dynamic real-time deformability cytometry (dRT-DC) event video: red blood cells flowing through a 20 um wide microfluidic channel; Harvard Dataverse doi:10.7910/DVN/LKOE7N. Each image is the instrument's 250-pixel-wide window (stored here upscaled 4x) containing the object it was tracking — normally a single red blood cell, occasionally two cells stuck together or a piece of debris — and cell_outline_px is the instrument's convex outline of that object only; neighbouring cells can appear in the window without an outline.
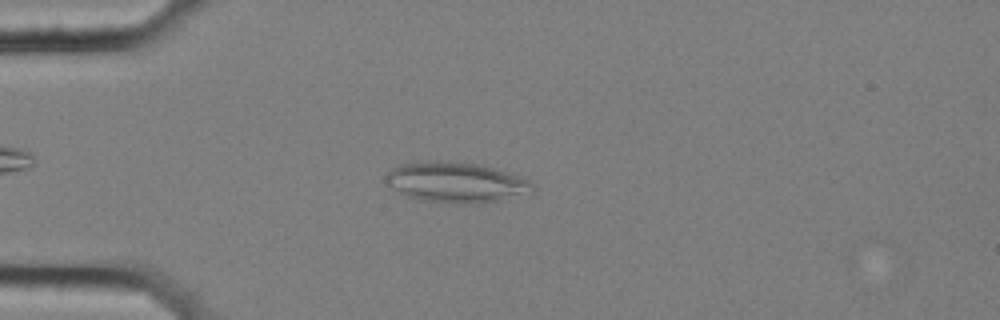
{"species": "common noctule bat (a hibernating species)", "species_latin": "Nyctalus noctula", "temperature_condition": "cold", "stored_images_in_passage": 56, "camera_frame_rate_fps": 3000, "um_per_image_px": 0.085, "animal": {"sex": "female", "body_mass_g": 25.1}, "frame": {"image": 1, "passage_image": 14, "time_ms": 4.333, "image_size_px": [1000, 320], "cell_outline_px": [[536, 188], [532, 192], [500, 200], [480, 204], [460, 204], [424, 200], [408, 196], [400, 192], [388, 184], [384, 180], [388, 172], [392, 168], [400, 164], [416, 160], [448, 160], [480, 164], [528, 180], [536, 184]], "centroid_in_image_um": [38.75, 15.48], "position_along_channel_um": 46.3, "area_um2": 34.74}}
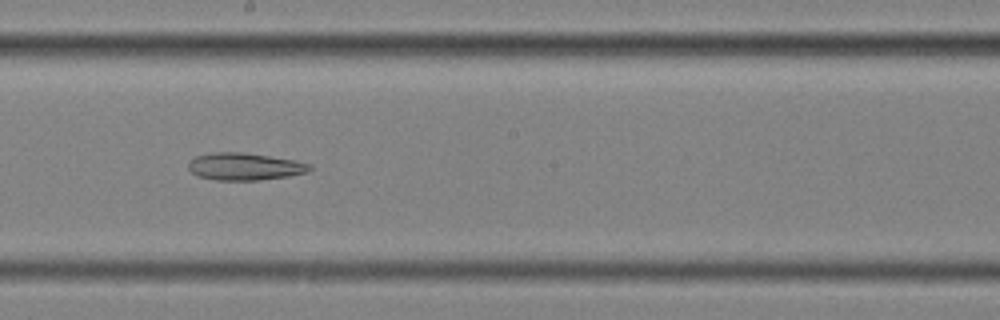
{"frame": {"image": 2, "passage_image": 31, "time_ms": 10.0, "image_size_px": [1000, 320], "cell_outline_px": [[312, 168], [308, 172], [288, 176], [260, 180], [216, 180], [196, 176], [188, 168], [188, 160], [196, 156], [212, 152], [244, 152], [296, 160], [312, 164]], "centroid_in_image_um": [20.79, 14.15], "position_along_channel_um": 227.4, "area_um2": 19.54}}
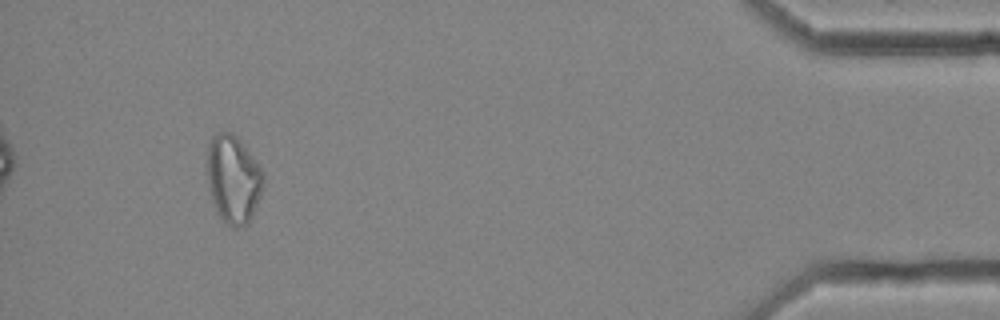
{"frame": {"image": 3, "passage_image": 52, "time_ms": 17.0, "image_size_px": [1000, 320], "cell_outline_px": [[264, 188], [252, 216], [248, 224], [236, 228], [232, 228], [224, 224], [216, 212], [208, 188], [204, 164], [208, 144], [212, 136], [216, 132], [232, 132], [244, 144], [264, 172]], "centroid_in_image_um": [19.79, 15.23], "position_along_channel_um": 415.4, "area_um2": 29.94}}